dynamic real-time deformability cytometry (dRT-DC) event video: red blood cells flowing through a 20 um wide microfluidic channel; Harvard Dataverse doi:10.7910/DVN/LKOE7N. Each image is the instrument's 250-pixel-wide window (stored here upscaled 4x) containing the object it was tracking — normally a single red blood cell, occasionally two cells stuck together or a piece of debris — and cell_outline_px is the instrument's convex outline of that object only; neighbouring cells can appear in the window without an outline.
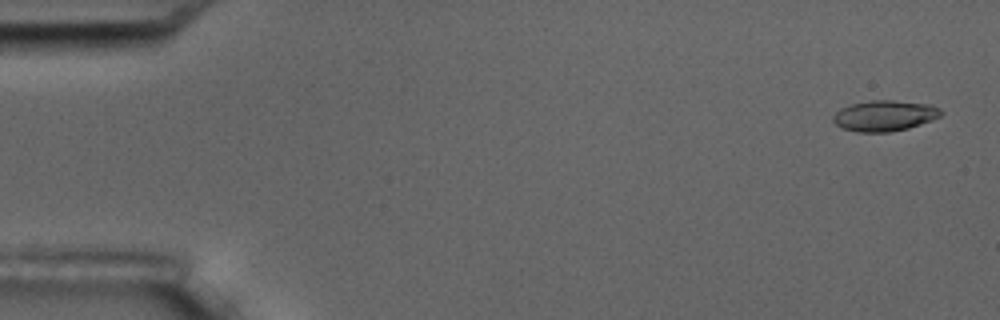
{"species": "common noctule bat (a hibernating species)", "species_latin": "Nyctalus noctula", "temperature_condition": "room temperature", "stored_images_in_passage": 5, "camera_frame_rate_fps": 3000, "um_per_image_px": 0.085, "animal": {"sex": "male", "body_mass_g": 17.5, "forearm_length_mm": 52.3}, "frame": {"image": 1, "passage_image": 1, "time_ms": 0.0, "image_size_px": [1000, 320], "cell_outline_px": [[944, 112], [940, 116], [932, 120], [908, 128], [888, 132], [856, 132], [844, 128], [836, 124], [832, 120], [832, 116], [840, 108], [852, 104], [868, 100], [892, 100], [932, 104], [940, 108]], "centroid_in_image_um": [75.2, 9.82], "position_along_channel_um": 9.8, "area_um2": 19.42}}